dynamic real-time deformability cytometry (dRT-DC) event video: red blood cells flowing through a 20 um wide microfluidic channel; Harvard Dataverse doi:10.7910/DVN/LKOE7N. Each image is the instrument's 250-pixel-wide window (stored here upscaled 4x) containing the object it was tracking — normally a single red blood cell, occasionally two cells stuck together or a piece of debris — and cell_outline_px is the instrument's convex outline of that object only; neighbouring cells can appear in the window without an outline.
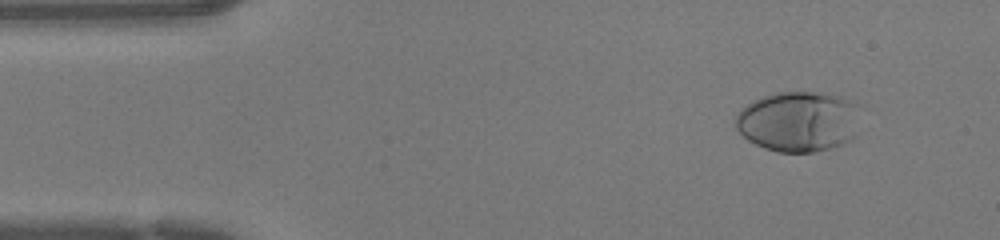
{"species": "human", "species_latin": "Homo sapiens", "temperature_condition": "warm", "stored_images_in_passage": 43, "camera_frame_rate_fps": 3000, "um_per_image_px": 0.085, "donor": {"sex": "female"}, "frame": {"image": 1, "passage_image": 1, "time_ms": 0.0, "image_size_px": [1000, 240], "cell_outline_px": [[856, 136], [852, 140], [844, 144], [832, 148], [816, 152], [780, 152], [764, 148], [748, 140], [736, 128], [736, 116], [740, 108], [752, 100], [776, 92], [824, 92], [844, 96], [856, 100]], "centroid_in_image_um": [67.88, 10.31], "position_along_channel_um": 17.1, "area_um2": 44.45}}
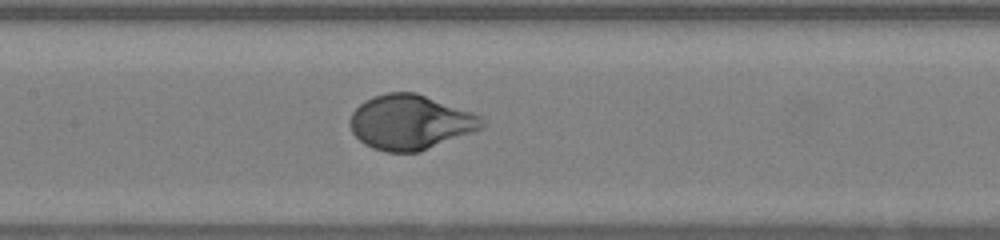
{"frame": {"image": 2, "passage_image": 18, "time_ms": 5.667, "image_size_px": [1000, 240], "cell_outline_px": [[488, 124], [484, 128], [420, 152], [388, 152], [372, 148], [364, 144], [352, 132], [348, 120], [352, 112], [364, 100], [372, 96], [388, 92], [416, 92], [472, 112], [480, 116]], "centroid_in_image_um": [34.88, 10.39], "position_along_channel_um": 172.5, "area_um2": 42.43}}
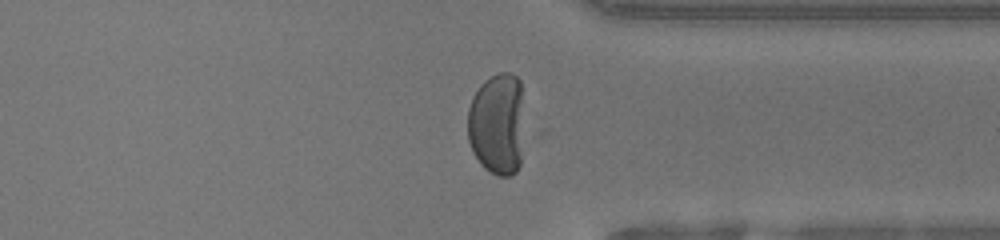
{"frame": {"image": 3, "passage_image": 32, "time_ms": 10.333, "image_size_px": [1000, 240], "cell_outline_px": [[520, 164], [516, 172], [508, 176], [496, 176], [484, 168], [480, 164], [472, 152], [468, 140], [468, 108], [472, 96], [480, 84], [484, 80], [500, 72], [512, 72], [520, 80]], "centroid_in_image_um": [42.19, 10.54], "position_along_channel_um": 369.2, "area_um2": 33.29}, "authors_computed_cell_mechanics": {"area_um2": 42.0784, "velocity_mm_per_s": 4.2571, "shape_relaxation_time_tau1_ms": 3.2244, "shape_relaxation_time_tau2_ms": null, "deformation_change_tau1": 0.2241, "deformation_change_tau2": null}}